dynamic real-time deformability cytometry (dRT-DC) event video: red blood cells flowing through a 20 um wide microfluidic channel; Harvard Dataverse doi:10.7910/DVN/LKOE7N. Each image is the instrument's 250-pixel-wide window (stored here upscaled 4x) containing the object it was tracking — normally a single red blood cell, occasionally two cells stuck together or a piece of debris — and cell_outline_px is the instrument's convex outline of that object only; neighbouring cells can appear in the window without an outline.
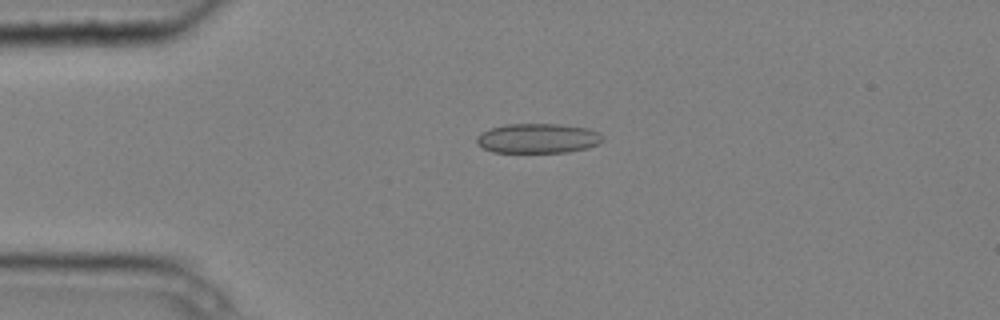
{"species": "common noctule bat (a hibernating species)", "species_latin": "Nyctalus noctula", "temperature_condition": "cold", "stored_images_in_passage": 4, "camera_frame_rate_fps": 3000, "um_per_image_px": 0.085, "animal": {"sex": "male", "body_mass_g": 20.4}, "frame": {"image": 1, "passage_image": 3, "time_ms": 0.667, "image_size_px": [1000, 320], "cell_outline_px": [[604, 140], [588, 148], [568, 152], [492, 152], [476, 144], [476, 136], [480, 132], [504, 124], [560, 124], [588, 128], [604, 136]], "centroid_in_image_um": [45.7, 11.76], "position_along_channel_um": 39.3, "area_um2": 21.91}}